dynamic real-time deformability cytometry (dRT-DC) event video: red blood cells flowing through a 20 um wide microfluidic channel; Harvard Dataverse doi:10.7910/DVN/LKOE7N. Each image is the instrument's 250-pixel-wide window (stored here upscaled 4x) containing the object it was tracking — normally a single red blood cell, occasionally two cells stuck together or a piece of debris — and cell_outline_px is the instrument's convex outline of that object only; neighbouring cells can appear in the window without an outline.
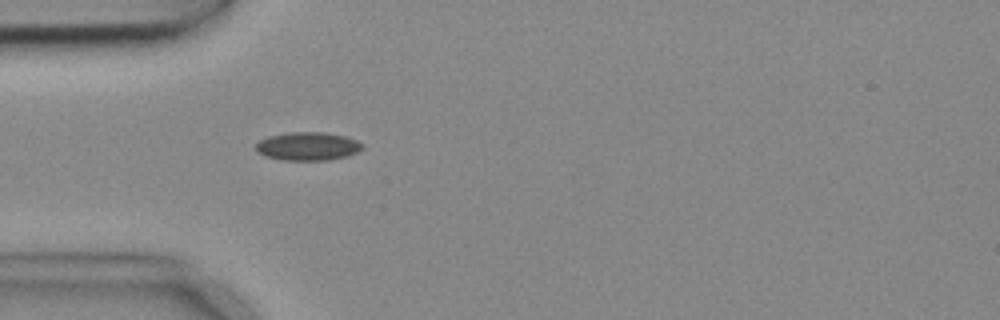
{"species": "common noctule bat (a hibernating species)", "species_latin": "Nyctalus noctula", "temperature_condition": "cold", "stored_images_in_passage": 4, "camera_frame_rate_fps": 3000, "um_per_image_px": 0.085, "animal": {"sex": "female", "body_mass_g": 18.4}, "frame": {"image": 1, "passage_image": 4, "time_ms": 1.0, "image_size_px": [1000, 320], "cell_outline_px": [[364, 148], [348, 156], [328, 160], [280, 160], [264, 156], [256, 152], [256, 144], [260, 140], [268, 136], [292, 132], [324, 132], [344, 136], [356, 140], [364, 144]], "centroid_in_image_um": [26.15, 12.44], "position_along_channel_um": 58.8, "area_um2": 17.69}}